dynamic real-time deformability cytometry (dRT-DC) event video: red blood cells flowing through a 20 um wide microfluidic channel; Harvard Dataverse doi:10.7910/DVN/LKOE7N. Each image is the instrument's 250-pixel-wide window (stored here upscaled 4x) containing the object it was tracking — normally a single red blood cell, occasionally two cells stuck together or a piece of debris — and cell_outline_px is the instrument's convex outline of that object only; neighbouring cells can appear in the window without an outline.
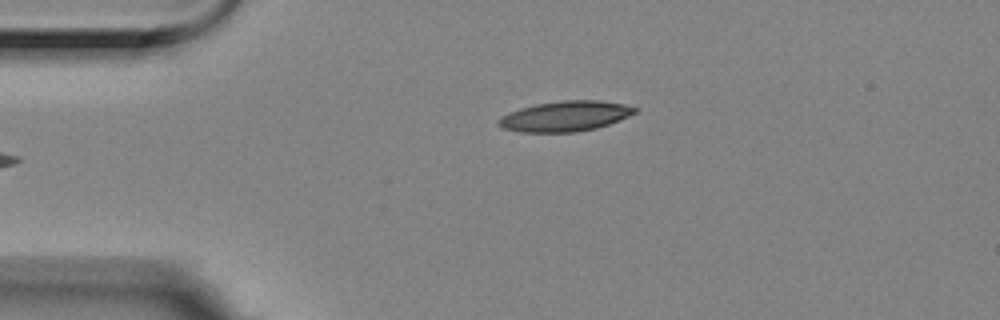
{"species": "Egyptian fruit bat (a non-hibernating species)", "species_latin": "Rousettus aegyptiacus", "temperature_condition": "room temperature", "stored_images_in_passage": 4, "camera_frame_rate_fps": 3000, "um_per_image_px": 0.085, "animal": {"sex": "female"}, "frame": {"image": 1, "passage_image": 4, "time_ms": 1.0, "image_size_px": [1000, 320], "cell_outline_px": [[636, 112], [628, 116], [608, 124], [596, 128], [576, 132], [520, 132], [504, 128], [496, 124], [496, 120], [508, 112], [520, 108], [536, 104], [560, 100], [600, 100], [624, 104], [636, 108]], "centroid_in_image_um": [48.0, 9.87], "position_along_channel_um": 37.0, "area_um2": 24.04}}